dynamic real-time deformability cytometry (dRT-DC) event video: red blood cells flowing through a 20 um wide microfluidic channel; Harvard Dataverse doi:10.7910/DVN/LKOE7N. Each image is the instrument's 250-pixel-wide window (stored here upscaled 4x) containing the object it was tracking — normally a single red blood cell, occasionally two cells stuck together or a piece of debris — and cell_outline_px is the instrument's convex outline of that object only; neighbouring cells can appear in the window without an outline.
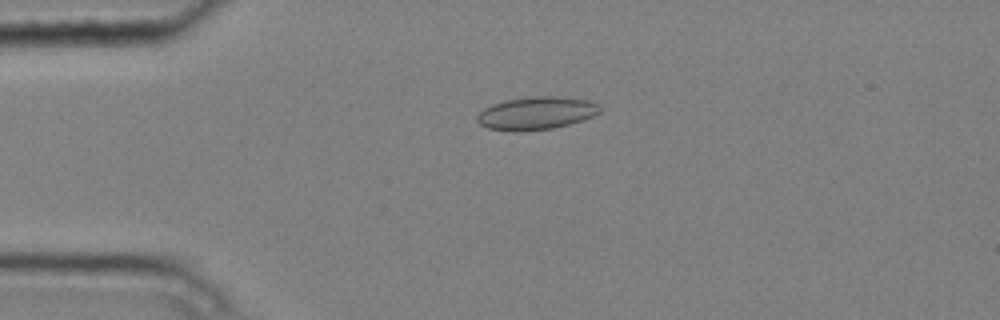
{"species": "common noctule bat (a hibernating species)", "species_latin": "Nyctalus noctula", "temperature_condition": "cold", "stored_images_in_passage": 6, "camera_frame_rate_fps": 3000, "um_per_image_px": 0.085, "animal": {"sex": "male", "body_mass_g": 20.4}, "frame": {"image": 1, "passage_image": 4, "time_ms": 1.0, "image_size_px": [1000, 320], "cell_outline_px": [[600, 112], [584, 120], [552, 128], [524, 132], [512, 132], [488, 128], [480, 124], [476, 120], [476, 116], [484, 108], [492, 104], [504, 100], [528, 96], [556, 96], [588, 100], [596, 104], [600, 108]], "centroid_in_image_um": [45.54, 9.62], "position_along_channel_um": 39.5, "area_um2": 23.7}}
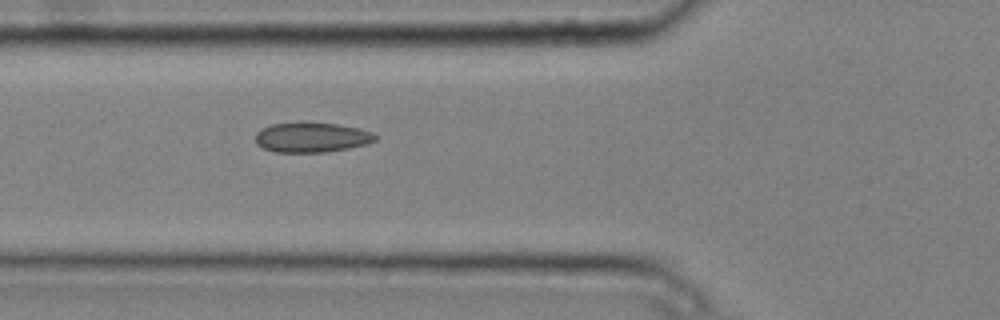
{"frame": {"image": 2, "passage_image": 6, "time_ms": 1.667, "image_size_px": [1000, 320], "cell_outline_px": [[380, 136], [376, 140], [368, 144], [328, 152], [272, 152], [256, 144], [256, 132], [272, 124], [300, 120], [308, 120], [336, 124], [360, 128], [372, 132]], "centroid_in_image_um": [26.51, 11.64], "position_along_channel_um": 99.3, "area_um2": 21.62}}